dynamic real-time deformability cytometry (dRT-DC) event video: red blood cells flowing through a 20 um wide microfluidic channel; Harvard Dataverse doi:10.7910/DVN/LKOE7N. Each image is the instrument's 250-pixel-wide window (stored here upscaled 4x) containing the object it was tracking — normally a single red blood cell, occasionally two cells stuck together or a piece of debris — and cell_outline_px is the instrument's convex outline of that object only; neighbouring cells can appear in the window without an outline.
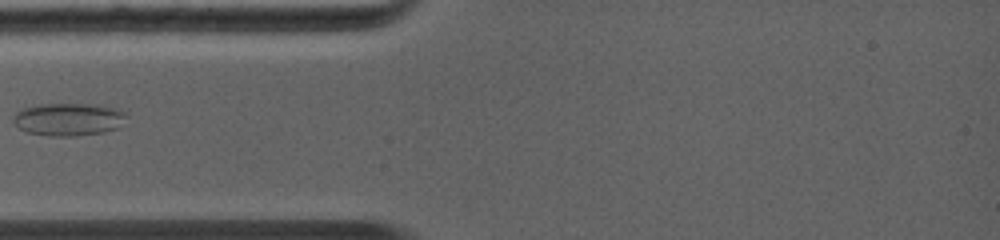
{"species": "common noctule bat (a hibernating species)", "species_latin": "Nyctalus noctula", "temperature_condition": "warm", "stored_images_in_passage": 4, "camera_frame_rate_fps": 5000, "um_per_image_px": 0.085, "animal": {"sex": "female", "body_mass_g": 19.0, "forearm_length_mm": 56.7}, "frame": {"image": 1, "passage_image": 4, "time_ms": 3.0, "image_size_px": [1000, 240], "cell_outline_px": [[128, 112], [116, 128], [100, 132], [68, 136], [56, 136], [28, 132], [20, 128], [12, 120], [16, 112], [20, 108], [36, 104], [104, 104], [120, 108]], "centroid_in_image_um": [5.82, 10.1], "position_along_channel_um": 79.2, "area_um2": 21.5}}